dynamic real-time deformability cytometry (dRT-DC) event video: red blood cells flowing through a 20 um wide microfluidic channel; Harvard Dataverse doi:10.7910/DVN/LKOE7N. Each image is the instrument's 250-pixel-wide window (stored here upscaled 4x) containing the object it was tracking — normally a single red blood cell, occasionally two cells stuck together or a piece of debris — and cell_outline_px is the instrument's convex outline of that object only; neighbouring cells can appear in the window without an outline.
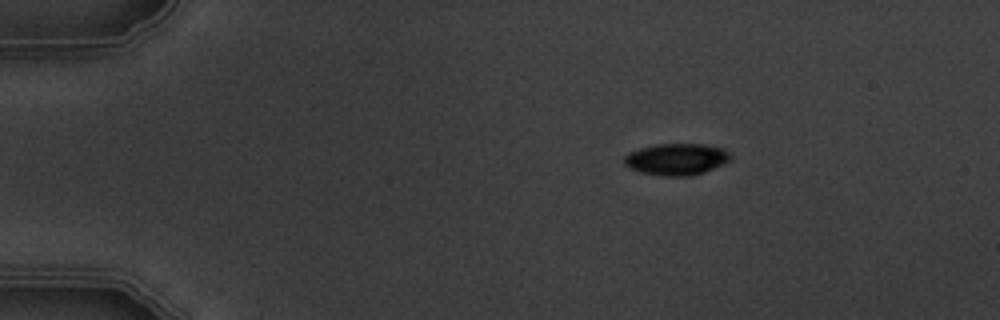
{"species": "common noctule bat (a hibernating species)", "species_latin": "Nyctalus noctula", "temperature_condition": "warm", "stored_images_in_passage": 8, "camera_frame_rate_fps": 3000, "um_per_image_px": 0.085, "animal": {"sex": "male", "body_mass_g": 19.5, "forearm_length_mm": 54.6}, "frame": {"image": 1, "passage_image": 2, "time_ms": 1.333, "image_size_px": [1000, 320], "cell_outline_px": [[732, 160], [704, 172], [692, 176], [664, 176], [640, 172], [628, 168], [624, 164], [624, 156], [628, 152], [640, 148], [656, 144], [704, 144], [724, 148], [732, 156]], "centroid_in_image_um": [57.5, 13.53], "position_along_channel_um": 27.5, "area_um2": 19.83}}
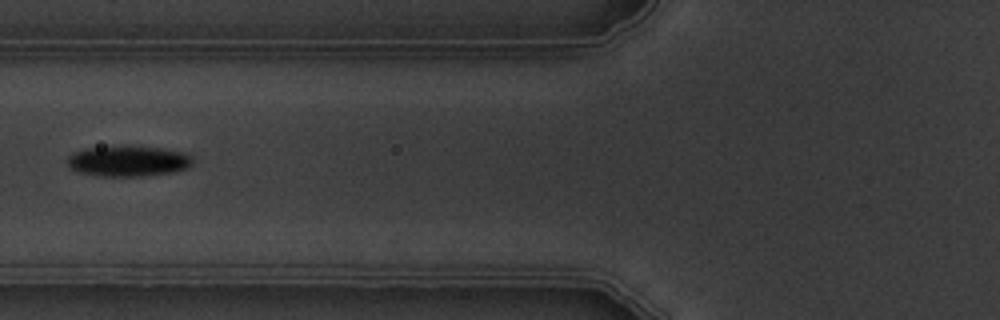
{"frame": {"image": 2, "passage_image": 5, "time_ms": 5.667, "image_size_px": [1000, 320], "cell_outline_px": [[192, 164], [188, 168], [176, 172], [140, 176], [100, 176], [80, 172], [68, 168], [68, 156], [72, 152], [88, 148], [120, 144], [132, 144], [164, 148], [188, 152], [192, 156]], "centroid_in_image_um": [10.94, 13.65], "position_along_channel_um": 114.9, "area_um2": 23.29}}
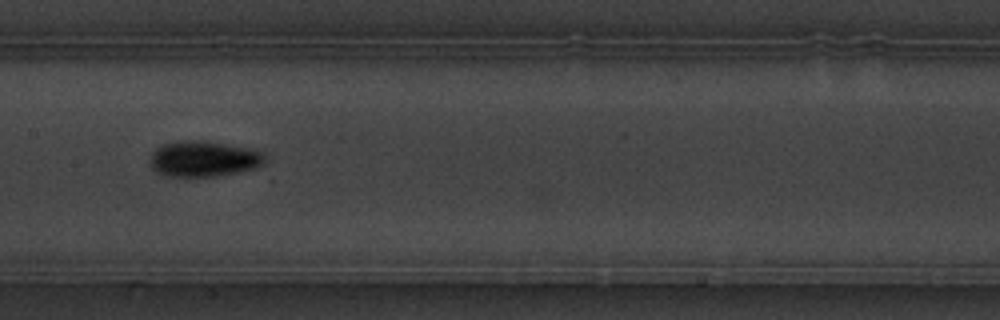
{"frame": {"image": 3, "passage_image": 7, "time_ms": 7.667, "image_size_px": [1000, 320], "cell_outline_px": [[268, 160], [264, 164], [256, 168], [216, 176], [164, 176], [156, 172], [148, 164], [148, 160], [152, 152], [156, 148], [164, 144], [184, 140], [196, 140], [248, 148], [264, 152]], "centroid_in_image_um": [17.29, 13.51], "position_along_channel_um": 190.1, "area_um2": 23.99}}